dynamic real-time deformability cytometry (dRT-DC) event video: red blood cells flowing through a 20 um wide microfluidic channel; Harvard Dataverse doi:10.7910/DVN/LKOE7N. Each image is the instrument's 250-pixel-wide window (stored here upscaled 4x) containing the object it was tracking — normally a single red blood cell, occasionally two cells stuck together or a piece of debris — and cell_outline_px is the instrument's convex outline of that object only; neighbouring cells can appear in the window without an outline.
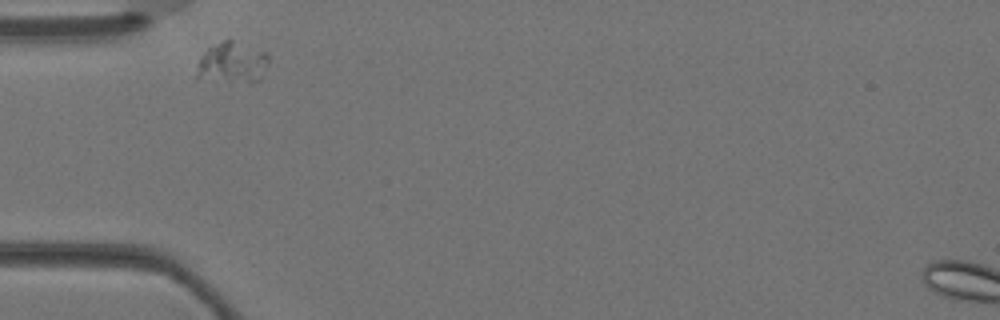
{"species": "Egyptian fruit bat (a non-hibernating species)", "species_latin": "Rousettus aegyptiacus", "temperature_condition": "warm", "stored_images_in_passage": 2, "camera_frame_rate_fps": 3000, "um_per_image_px": 0.085, "animal": {"sex": "female"}, "frame": {"image": 1, "passage_image": 1, "time_ms": 0.0, "image_size_px": [1000, 320], "cell_outline_px": [[268, 64], [260, 80], [196, 80], [196, 76], [200, 56], [208, 48], [228, 36], [268, 52]], "centroid_in_image_um": [19.74, 5.25], "position_along_channel_um": 65.3, "area_um2": 17.46}}
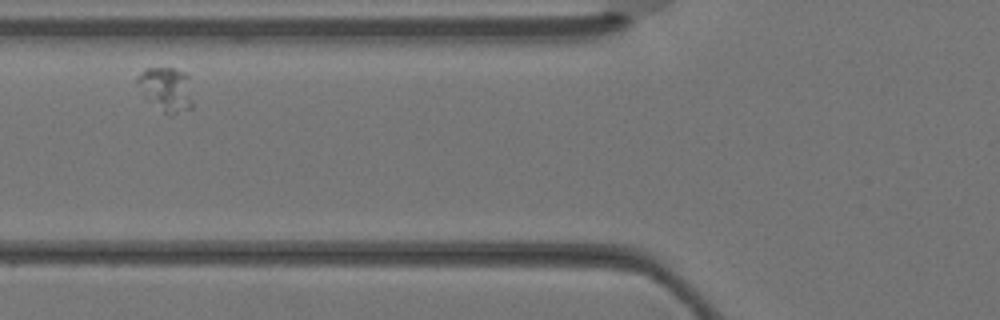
{"frame": {"image": 2, "passage_image": 2, "time_ms": 0.333, "image_size_px": [1000, 320], "cell_outline_px": [[192, 108], [172, 116], [168, 116], [144, 100], [136, 80], [136, 76], [144, 68], [172, 68], [184, 72], [188, 76], [192, 100]], "centroid_in_image_um": [14.08, 7.63], "position_along_channel_um": 111.7, "area_um2": 14.8}}